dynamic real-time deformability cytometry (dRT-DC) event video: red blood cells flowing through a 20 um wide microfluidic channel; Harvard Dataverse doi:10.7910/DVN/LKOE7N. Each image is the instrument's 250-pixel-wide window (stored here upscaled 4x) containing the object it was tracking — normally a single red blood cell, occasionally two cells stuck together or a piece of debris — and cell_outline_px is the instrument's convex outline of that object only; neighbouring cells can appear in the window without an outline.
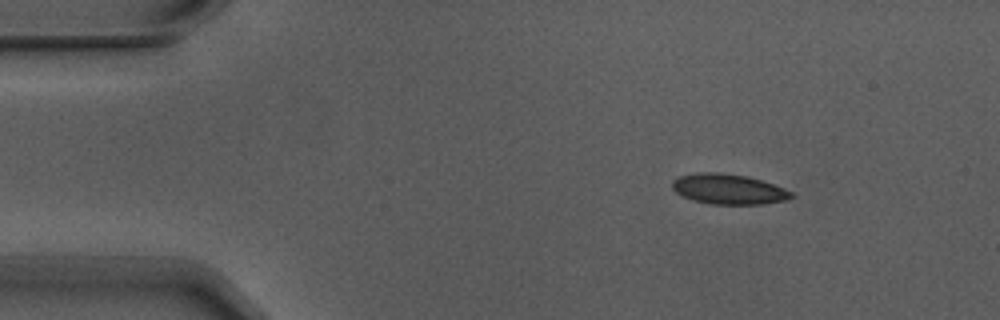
{"species": "Egyptian fruit bat (a non-hibernating species)", "species_latin": "Rousettus aegyptiacus", "temperature_condition": "warm", "stored_images_in_passage": 4, "camera_frame_rate_fps": 3000, "um_per_image_px": 0.085, "animal": {"sex": "male"}, "frame": {"image": 1, "passage_image": 2, "time_ms": 0.333, "image_size_px": [1000, 320], "cell_outline_px": [[796, 196], [788, 200], [760, 204], [712, 204], [692, 200], [676, 192], [672, 188], [672, 180], [680, 176], [700, 172], [720, 172], [748, 176], [784, 188], [792, 192]], "centroid_in_image_um": [61.94, 16.07], "position_along_channel_um": 23.1, "area_um2": 20.98}}